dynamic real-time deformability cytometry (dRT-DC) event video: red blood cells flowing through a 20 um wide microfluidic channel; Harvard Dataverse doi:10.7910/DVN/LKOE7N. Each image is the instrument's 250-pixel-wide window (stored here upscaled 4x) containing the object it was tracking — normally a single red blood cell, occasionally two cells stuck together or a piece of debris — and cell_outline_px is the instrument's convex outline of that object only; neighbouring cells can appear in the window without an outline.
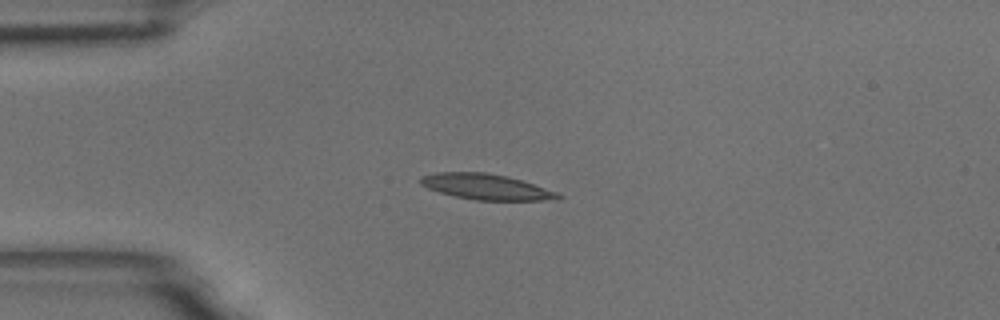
{"species": "common noctule bat (a hibernating species)", "species_latin": "Nyctalus noctula", "temperature_condition": "room temperature", "stored_images_in_passage": 44, "camera_frame_rate_fps": 3000, "um_per_image_px": 0.085, "animal": {"sex": "male", "body_mass_g": 18.8}, "frame": {"image": 1, "passage_image": 1, "time_ms": 0.0, "image_size_px": [1000, 320], "cell_outline_px": [[564, 196], [560, 200], [476, 200], [456, 196], [440, 192], [428, 188], [420, 184], [420, 176], [436, 172], [484, 172], [508, 176], [556, 192]], "centroid_in_image_um": [41.31, 15.87], "position_along_channel_um": 43.7, "area_um2": 20.4}}
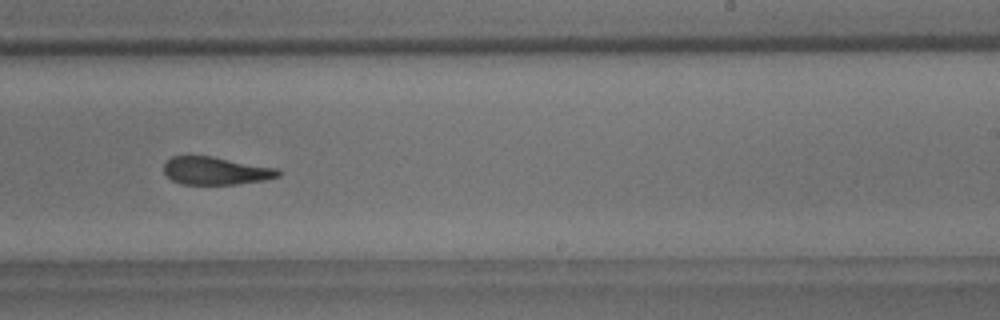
{"frame": {"image": 2, "passage_image": 22, "time_ms": 7.0, "image_size_px": [1000, 320], "cell_outline_px": [[280, 176], [264, 180], [236, 184], [180, 184], [172, 180], [164, 172], [164, 164], [172, 156], [212, 156], [276, 168], [280, 172]], "centroid_in_image_um": [18.32, 14.52], "position_along_channel_um": 270.7, "area_um2": 18.38}}
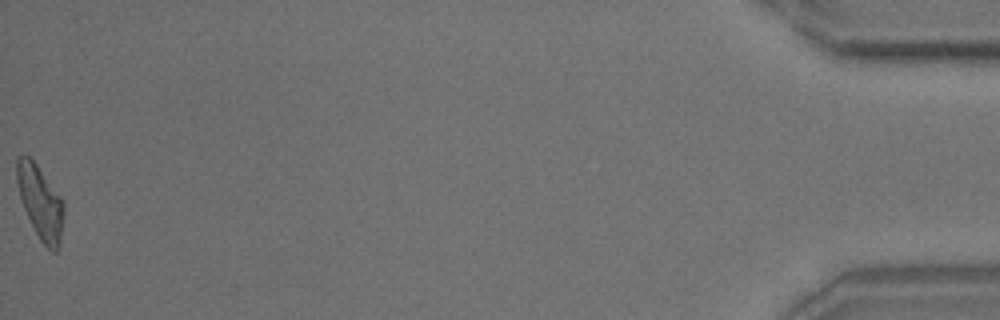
{"frame": {"image": 3, "passage_image": 44, "time_ms": 14.333, "image_size_px": [1000, 320], "cell_outline_px": [[64, 212], [60, 244], [56, 252], [52, 252], [40, 240], [24, 208], [20, 196], [16, 180], [16, 160], [20, 156], [28, 156], [36, 164], [60, 196], [64, 204]], "centroid_in_image_um": [3.44, 17.21], "position_along_channel_um": 431.8, "area_um2": 19.71}, "authors_computed_cell_mechanics": {"area_um2": 19.9988, "velocity_mm_per_s": 3.5401, "shape_relaxation_time_tau1_ms": 4.7341, "shape_relaxation_time_tau2_ms": 3.7958, "deformation_change_tau1": 0.1644, "deformation_change_tau2": 0.1205}}